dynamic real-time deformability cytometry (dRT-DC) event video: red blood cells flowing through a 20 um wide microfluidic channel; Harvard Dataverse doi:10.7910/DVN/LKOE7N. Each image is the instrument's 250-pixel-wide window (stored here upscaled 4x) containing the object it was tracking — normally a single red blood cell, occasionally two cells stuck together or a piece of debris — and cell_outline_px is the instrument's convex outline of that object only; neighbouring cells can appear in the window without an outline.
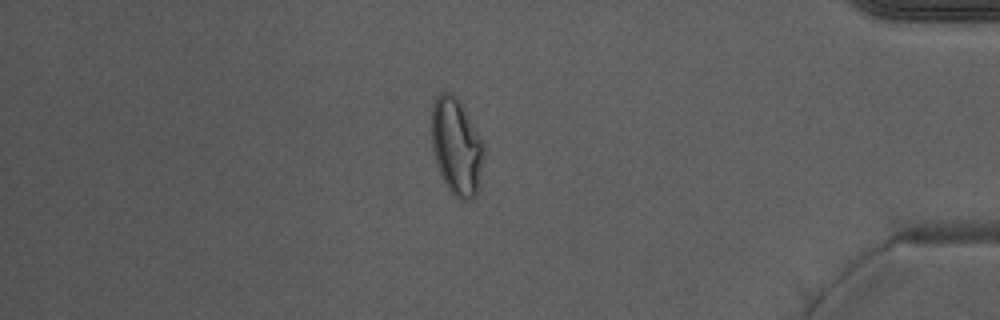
{"species": "Egyptian fruit bat (a non-hibernating species)", "species_latin": "Rousettus aegyptiacus", "temperature_condition": "warm", "stored_images_in_passage": 50, "camera_frame_rate_fps": 3000, "um_per_image_px": 0.085, "animal": {"sex": "male"}, "frame": {"image": 1, "passage_image": 43, "time_ms": 14.0, "image_size_px": [1000, 320], "cell_outline_px": [[484, 156], [480, 184], [476, 196], [472, 200], [460, 200], [448, 188], [436, 164], [432, 148], [432, 104], [436, 96], [440, 92], [452, 92], [460, 100], [480, 140], [484, 152]], "centroid_in_image_um": [38.79, 12.46], "position_along_channel_um": 396.4, "area_um2": 29.36}}